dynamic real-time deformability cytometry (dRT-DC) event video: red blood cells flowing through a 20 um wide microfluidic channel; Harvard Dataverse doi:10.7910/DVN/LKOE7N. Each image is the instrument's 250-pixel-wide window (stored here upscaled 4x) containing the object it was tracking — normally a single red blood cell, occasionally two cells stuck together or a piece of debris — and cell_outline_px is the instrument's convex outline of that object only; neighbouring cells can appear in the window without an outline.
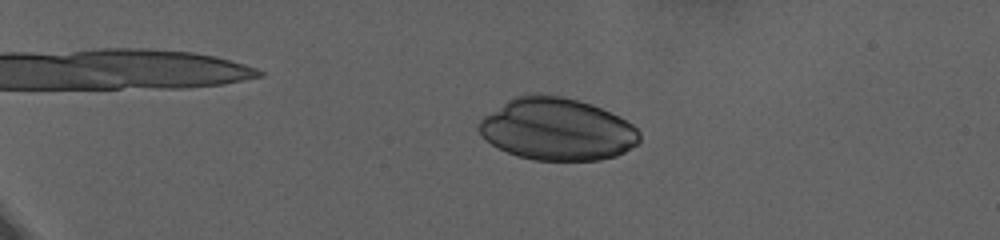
{"species": "human", "species_latin": "Homo sapiens", "temperature_condition": "warm", "stored_images_in_passage": 60, "camera_frame_rate_fps": 3000, "um_per_image_px": 0.085, "donor": {"sex": "female"}, "frame": {"image": 1, "passage_image": 13, "time_ms": 4.0, "image_size_px": [1000, 240], "cell_outline_px": [[640, 140], [636, 144], [624, 152], [616, 156], [600, 160], [536, 160], [516, 156], [492, 144], [480, 136], [476, 128], [480, 120], [484, 116], [512, 96], [560, 96], [576, 100], [600, 108], [632, 124], [640, 132]], "centroid_in_image_um": [47.31, 11.01], "position_along_channel_um": 37.7, "area_um2": 57.57}}